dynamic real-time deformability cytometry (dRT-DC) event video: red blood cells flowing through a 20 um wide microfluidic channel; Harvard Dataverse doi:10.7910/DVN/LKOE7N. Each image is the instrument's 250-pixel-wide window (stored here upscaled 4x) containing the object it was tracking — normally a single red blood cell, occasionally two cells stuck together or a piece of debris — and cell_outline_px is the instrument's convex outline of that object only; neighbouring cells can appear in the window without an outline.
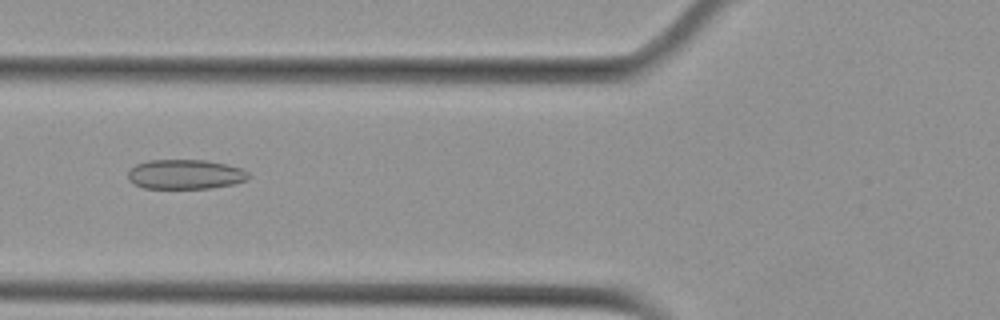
{"species": "Egyptian fruit bat (a non-hibernating species)", "species_latin": "Rousettus aegyptiacus", "temperature_condition": "cold", "stored_images_in_passage": 54, "camera_frame_rate_fps": 3000, "um_per_image_px": 0.085, "animal": {"sex": "female"}, "frame": {"image": 1, "passage_image": 21, "time_ms": 6.667, "image_size_px": [1000, 320], "cell_outline_px": [[252, 176], [248, 180], [232, 184], [212, 188], [144, 188], [132, 184], [128, 180], [128, 172], [136, 164], [148, 160], [204, 160], [244, 168]], "centroid_in_image_um": [15.77, 14.82], "position_along_channel_um": 110.0, "area_um2": 20.98}}
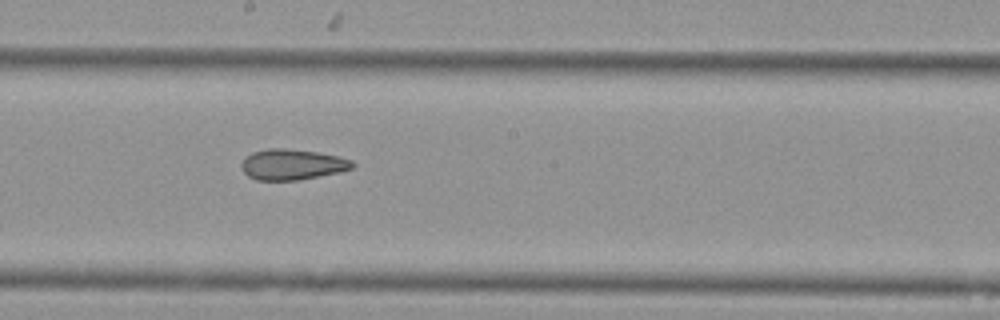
{"frame": {"image": 2, "passage_image": 30, "time_ms": 9.667, "image_size_px": [1000, 320], "cell_outline_px": [[356, 164], [352, 168], [340, 172], [300, 180], [256, 180], [248, 176], [244, 172], [240, 164], [252, 152], [268, 148], [284, 148], [316, 152], [340, 156], [352, 160]], "centroid_in_image_um": [24.86, 13.98], "position_along_channel_um": 223.3, "area_um2": 19.88}}
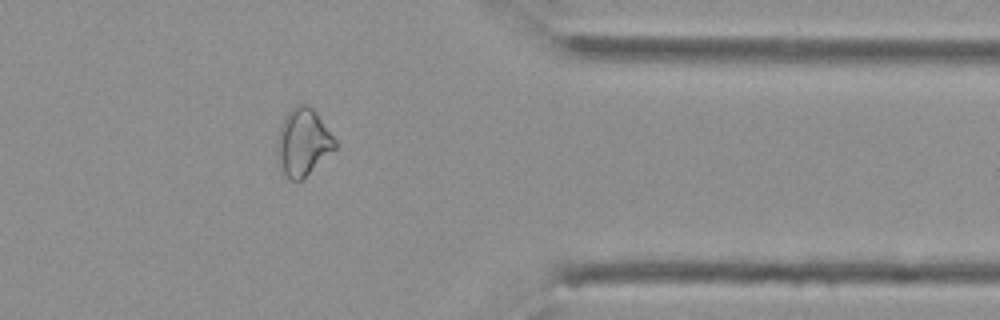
{"frame": {"image": 3, "passage_image": 44, "time_ms": 14.333, "image_size_px": [1000, 320], "cell_outline_px": [[336, 148], [304, 180], [288, 180], [280, 168], [276, 148], [276, 140], [284, 116], [296, 104], [304, 104], [312, 108], [316, 112], [336, 140]], "centroid_in_image_um": [25.75, 12.12], "position_along_channel_um": 385.7, "area_um2": 22.89}}